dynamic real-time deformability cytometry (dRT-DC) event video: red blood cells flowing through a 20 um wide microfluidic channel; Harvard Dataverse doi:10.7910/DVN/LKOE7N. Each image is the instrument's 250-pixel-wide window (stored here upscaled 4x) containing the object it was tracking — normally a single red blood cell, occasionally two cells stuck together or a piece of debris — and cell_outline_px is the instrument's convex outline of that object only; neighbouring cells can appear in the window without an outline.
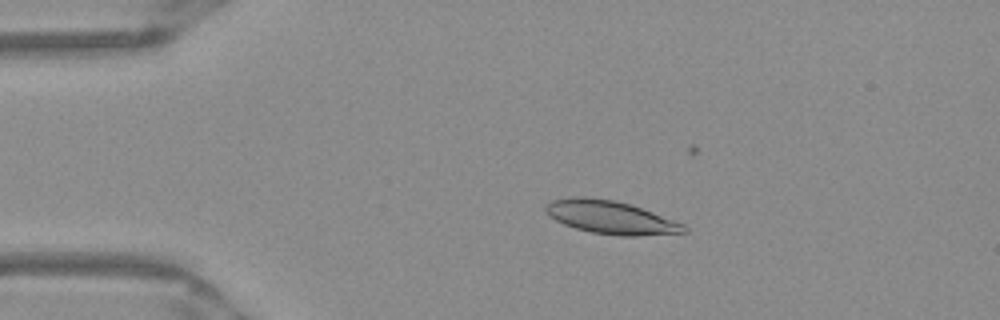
{"species": "Egyptian fruit bat (a non-hibernating species)", "species_latin": "Rousettus aegyptiacus", "temperature_condition": "warm", "stored_images_in_passage": 43, "camera_frame_rate_fps": 3000, "um_per_image_px": 0.085, "frame": {"image": 1, "passage_image": 11, "time_ms": 3.333, "image_size_px": [1000, 320], "cell_outline_px": [[688, 232], [640, 236], [620, 236], [592, 232], [576, 228], [564, 224], [548, 216], [544, 212], [544, 204], [552, 200], [572, 196], [584, 196], [612, 200], [628, 204], [652, 212], [684, 224], [688, 228]], "centroid_in_image_um": [51.86, 18.47], "position_along_channel_um": 33.1, "area_um2": 26.7}}
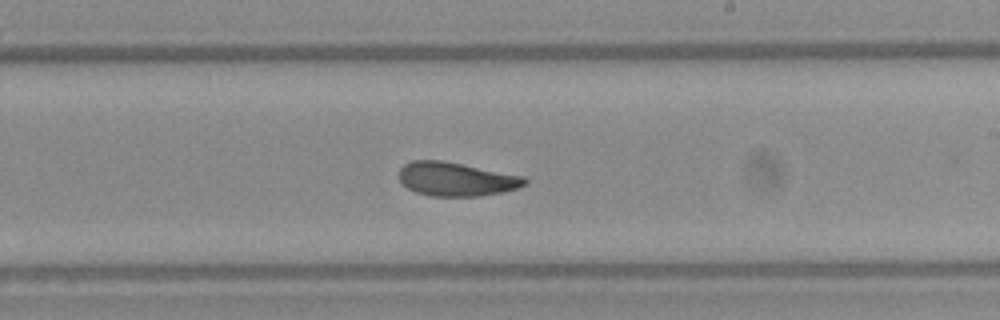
{"frame": {"image": 2, "passage_image": 31, "time_ms": 10.0, "image_size_px": [1000, 320], "cell_outline_px": [[528, 180], [520, 188], [504, 192], [480, 196], [428, 196], [416, 192], [408, 188], [400, 180], [400, 168], [404, 164], [412, 160], [444, 160], [524, 176]], "centroid_in_image_um": [38.8, 15.22], "position_along_channel_um": 250.2, "area_um2": 24.91}}
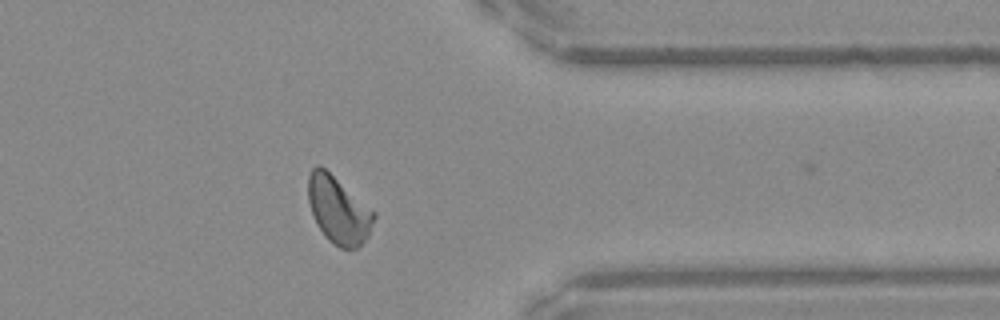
{"frame": {"image": 3, "passage_image": 42, "time_ms": 13.667, "image_size_px": [1000, 320], "cell_outline_px": [[376, 216], [368, 236], [356, 248], [340, 248], [332, 244], [324, 236], [316, 224], [308, 200], [308, 176], [312, 168], [316, 164], [320, 164], [376, 212]], "centroid_in_image_um": [28.75, 17.84], "position_along_channel_um": 382.6, "area_um2": 25.78}}